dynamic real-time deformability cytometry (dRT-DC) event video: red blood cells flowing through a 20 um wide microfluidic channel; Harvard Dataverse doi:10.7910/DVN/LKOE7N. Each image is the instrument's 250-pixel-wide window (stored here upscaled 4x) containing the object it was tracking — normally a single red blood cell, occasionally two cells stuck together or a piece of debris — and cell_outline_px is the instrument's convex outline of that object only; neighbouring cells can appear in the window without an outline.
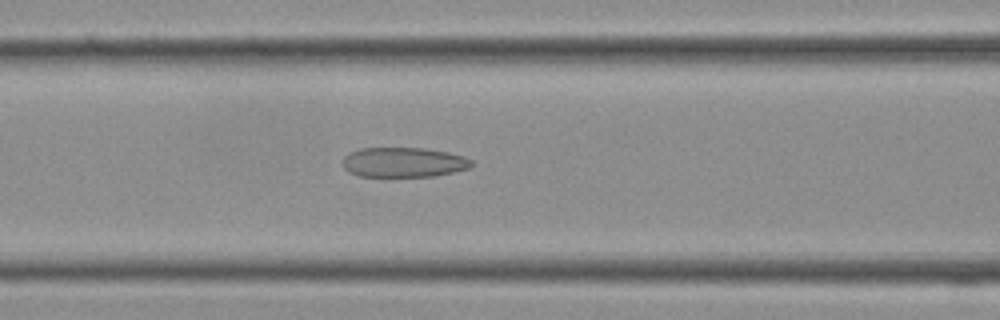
{"species": "Egyptian fruit bat (a non-hibernating species)", "species_latin": "Rousettus aegyptiacus", "temperature_condition": "cold", "stored_images_in_passage": 37, "camera_frame_rate_fps": 3000, "um_per_image_px": 0.085, "frame": {"image": 1, "passage_image": 15, "time_ms": 4.667, "image_size_px": [1000, 320], "cell_outline_px": [[476, 164], [472, 168], [436, 176], [360, 176], [348, 172], [344, 168], [340, 160], [348, 152], [360, 148], [424, 148], [448, 152], [472, 160]], "centroid_in_image_um": [34.3, 13.79], "position_along_channel_um": 132.3, "area_um2": 22.72}}
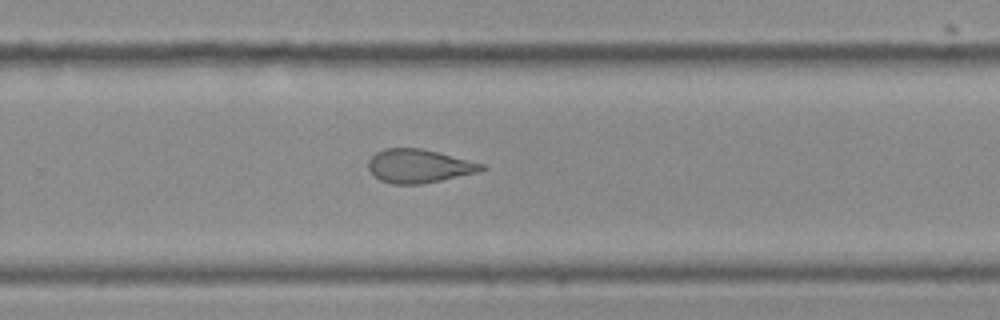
{"frame": {"image": 2, "passage_image": 24, "time_ms": 7.667, "image_size_px": [1000, 320], "cell_outline_px": [[488, 168], [480, 172], [420, 184], [392, 184], [380, 180], [368, 168], [368, 160], [376, 152], [384, 148], [420, 148], [484, 164]], "centroid_in_image_um": [35.61, 14.11], "position_along_channel_um": 294.2, "area_um2": 21.96}}
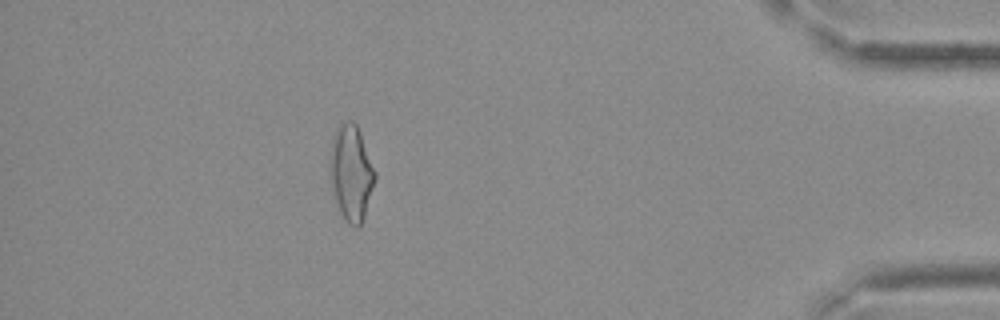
{"frame": {"image": 3, "passage_image": 33, "time_ms": 10.667, "image_size_px": [1000, 320], "cell_outline_px": [[376, 180], [360, 228], [356, 228], [348, 224], [340, 212], [336, 200], [328, 172], [328, 168], [332, 140], [336, 128], [344, 120], [352, 120], [356, 124], [360, 132], [376, 172]], "centroid_in_image_um": [29.84, 14.68], "position_along_channel_um": 405.4, "area_um2": 25.32}}